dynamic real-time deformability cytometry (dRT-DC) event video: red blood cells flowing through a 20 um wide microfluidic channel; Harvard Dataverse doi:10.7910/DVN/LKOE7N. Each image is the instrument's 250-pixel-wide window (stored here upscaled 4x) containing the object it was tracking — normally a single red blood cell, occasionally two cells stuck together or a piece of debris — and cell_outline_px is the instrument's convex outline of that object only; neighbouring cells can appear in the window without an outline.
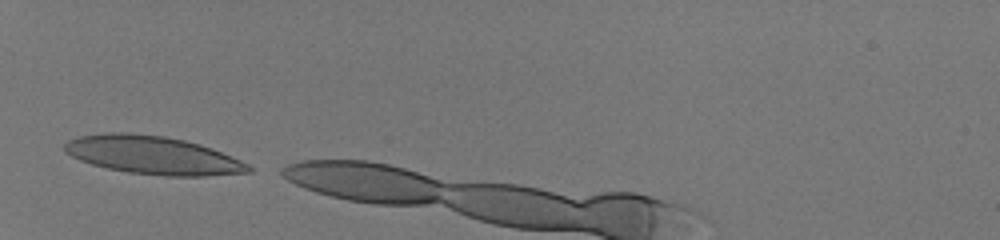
{"species": "human", "species_latin": "Homo sapiens", "temperature_condition": "room temperature", "stored_images_in_passage": 25, "camera_frame_rate_fps": 3000, "um_per_image_px": 0.085, "donor": {"sex": "male"}, "frame": {"image": 1, "passage_image": 1, "time_ms": 0.0, "image_size_px": [1000, 240], "cell_outline_px": [[252, 172], [208, 176], [164, 176], [128, 172], [108, 168], [92, 164], [80, 160], [64, 152], [64, 144], [68, 140], [80, 136], [104, 132], [128, 132], [164, 136], [184, 140], [200, 144], [212, 148], [232, 156], [248, 164], [252, 168]], "centroid_in_image_um": [13.0, 13.19], "position_along_channel_um": 72.0, "area_um2": 41.04}}
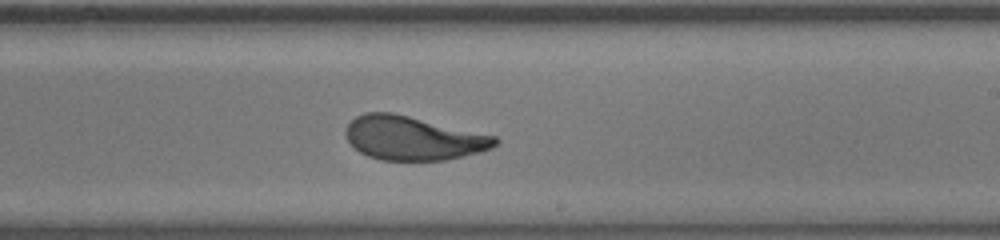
{"frame": {"image": 2, "passage_image": 15, "time_ms": 4.667, "image_size_px": [1000, 240], "cell_outline_px": [[500, 140], [492, 148], [444, 160], [380, 160], [368, 156], [360, 152], [348, 140], [344, 132], [348, 124], [356, 116], [364, 112], [392, 112], [496, 136]], "centroid_in_image_um": [35.08, 11.73], "position_along_channel_um": 253.9, "area_um2": 37.86}}
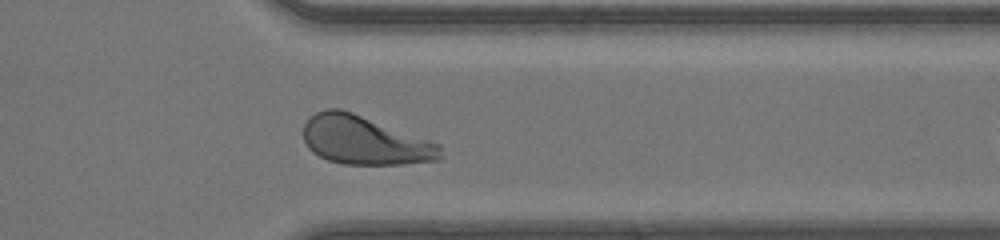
{"frame": {"image": 3, "passage_image": 24, "time_ms": 7.667, "image_size_px": [1000, 240], "cell_outline_px": [[444, 156], [440, 160], [404, 164], [344, 164], [328, 160], [312, 152], [308, 148], [304, 140], [304, 124], [316, 112], [324, 108], [340, 108], [352, 112], [440, 144]], "centroid_in_image_um": [31.0, 11.94], "position_along_channel_um": 380.4, "area_um2": 38.73}}